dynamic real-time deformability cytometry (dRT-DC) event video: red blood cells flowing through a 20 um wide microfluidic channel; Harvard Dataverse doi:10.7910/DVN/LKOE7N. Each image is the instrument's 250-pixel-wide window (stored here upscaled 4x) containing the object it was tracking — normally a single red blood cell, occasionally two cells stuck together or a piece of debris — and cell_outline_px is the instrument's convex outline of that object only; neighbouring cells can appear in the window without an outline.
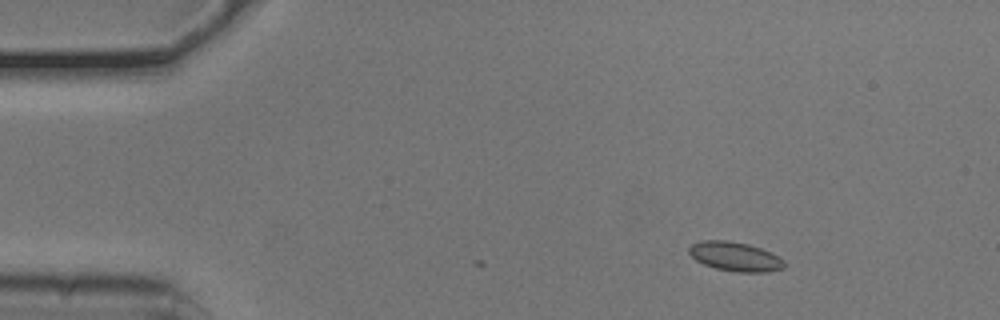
{"species": "common noctule bat (a hibernating species)", "species_latin": "Nyctalus noctula", "temperature_condition": "cold", "stored_images_in_passage": 35, "camera_frame_rate_fps": 3000, "um_per_image_px": 0.085, "animal": {"sex": "male", "body_mass_g": 20.5, "forearm_length_mm": 52.5}, "frame": {"image": 1, "passage_image": 1, "time_ms": 0.0, "image_size_px": [1000, 320], "cell_outline_px": [[784, 268], [768, 272], [740, 272], [716, 268], [704, 264], [696, 260], [688, 252], [688, 248], [692, 244], [700, 240], [728, 240], [748, 244], [772, 252], [784, 260]], "centroid_in_image_um": [62.49, 21.79], "position_along_channel_um": 22.5, "area_um2": 16.24}}
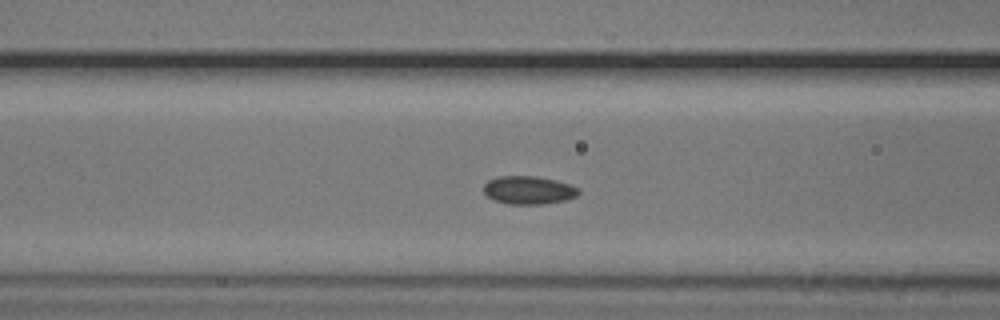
{"frame": {"image": 2, "passage_image": 15, "time_ms": 4.667, "image_size_px": [1000, 320], "cell_outline_px": [[580, 192], [576, 196], [564, 200], [540, 204], [508, 204], [492, 200], [484, 192], [484, 184], [488, 180], [496, 176], [536, 176], [556, 180], [580, 188]], "centroid_in_image_um": [44.9, 16.15], "position_along_channel_um": 121.7, "area_um2": 15.61}}
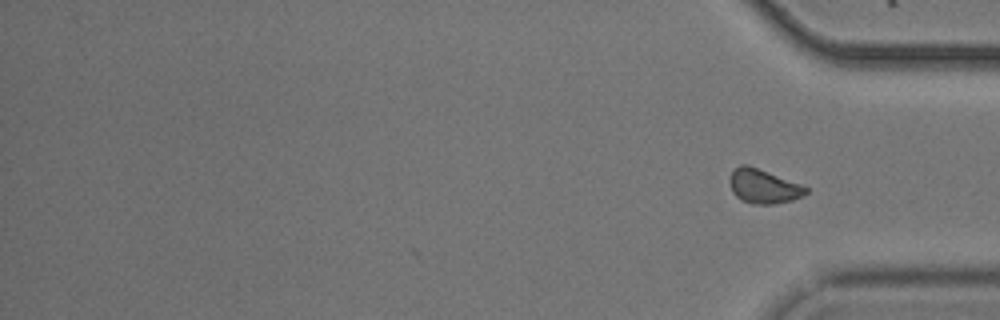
{"frame": {"image": 3, "passage_image": 35, "time_ms": 11.333, "image_size_px": [1000, 320], "cell_outline_px": [[808, 192], [792, 200], [772, 204], [752, 204], [740, 200], [732, 192], [728, 180], [732, 172], [740, 164], [748, 164], [800, 184], [808, 188]], "centroid_in_image_um": [64.85, 15.83], "position_along_channel_um": 370.4, "area_um2": 15.14}}